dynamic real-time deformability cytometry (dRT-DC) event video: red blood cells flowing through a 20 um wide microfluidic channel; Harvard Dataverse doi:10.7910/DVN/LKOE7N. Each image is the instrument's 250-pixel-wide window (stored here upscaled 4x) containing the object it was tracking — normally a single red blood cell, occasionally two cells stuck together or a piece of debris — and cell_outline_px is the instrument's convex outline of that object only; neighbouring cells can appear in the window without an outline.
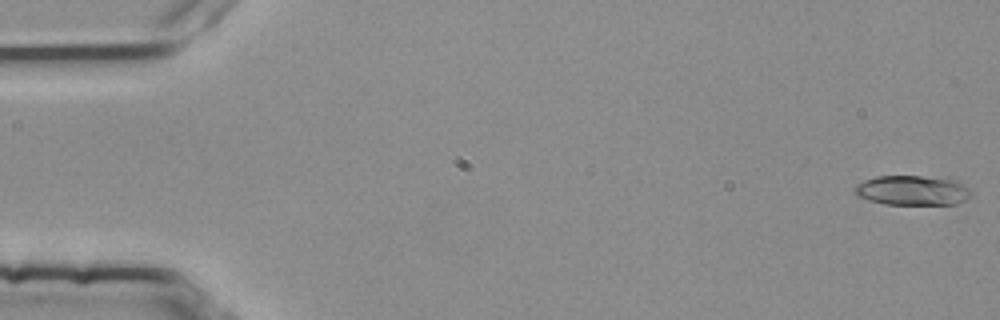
{"species": "common noctule bat (a hibernating species)", "species_latin": "Nyctalus noctula", "temperature_condition": "room temperature", "stored_images_in_passage": 15, "camera_frame_rate_fps": 3000, "um_per_image_px": 0.085, "animal": {"sex": "female", "body_mass_g": 25.1}, "frame": {"image": 1, "passage_image": 1, "time_ms": 0.0, "image_size_px": [1000, 320], "cell_outline_px": [[972, 192], [964, 200], [956, 204], [884, 204], [868, 200], [856, 196], [852, 192], [852, 188], [856, 184], [864, 180], [876, 176], [920, 176], [952, 180], [964, 184]], "centroid_in_image_um": [77.46, 16.19], "position_along_channel_um": 7.5, "area_um2": 20.17}}